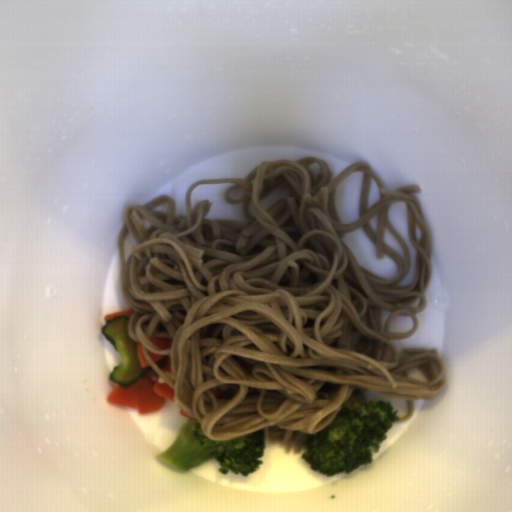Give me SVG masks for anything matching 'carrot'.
<instances>
[{"instance_id":"3","label":"carrot","mask_w":512,"mask_h":512,"mask_svg":"<svg viewBox=\"0 0 512 512\" xmlns=\"http://www.w3.org/2000/svg\"><path fill=\"white\" fill-rule=\"evenodd\" d=\"M135 310L133 309H127L120 312L110 313L104 316V321L108 322L109 320H114L116 317H132Z\"/></svg>"},{"instance_id":"6","label":"carrot","mask_w":512,"mask_h":512,"mask_svg":"<svg viewBox=\"0 0 512 512\" xmlns=\"http://www.w3.org/2000/svg\"><path fill=\"white\" fill-rule=\"evenodd\" d=\"M147 354L149 356V358L151 359L152 362H154L155 364L160 360L162 359L163 357H166L165 355H157V354H154L152 353L149 349L147 350Z\"/></svg>"},{"instance_id":"7","label":"carrot","mask_w":512,"mask_h":512,"mask_svg":"<svg viewBox=\"0 0 512 512\" xmlns=\"http://www.w3.org/2000/svg\"><path fill=\"white\" fill-rule=\"evenodd\" d=\"M212 394L215 396V397H218L219 395H221L223 392L225 391H222L220 388L217 389V390H211Z\"/></svg>"},{"instance_id":"1","label":"carrot","mask_w":512,"mask_h":512,"mask_svg":"<svg viewBox=\"0 0 512 512\" xmlns=\"http://www.w3.org/2000/svg\"><path fill=\"white\" fill-rule=\"evenodd\" d=\"M150 368L129 387L117 384L107 397V402L122 409H135L138 415H145L160 411L166 406L165 398L175 402V390L166 382H159Z\"/></svg>"},{"instance_id":"8","label":"carrot","mask_w":512,"mask_h":512,"mask_svg":"<svg viewBox=\"0 0 512 512\" xmlns=\"http://www.w3.org/2000/svg\"><path fill=\"white\" fill-rule=\"evenodd\" d=\"M179 414H181L191 420H194V421L196 420L194 417H190L189 415H187L182 409H180Z\"/></svg>"},{"instance_id":"4","label":"carrot","mask_w":512,"mask_h":512,"mask_svg":"<svg viewBox=\"0 0 512 512\" xmlns=\"http://www.w3.org/2000/svg\"><path fill=\"white\" fill-rule=\"evenodd\" d=\"M142 344H143V342H139V341L137 342L136 353H137L138 361H139L141 367L145 369V368L151 367V366L148 364V362L146 361V359L144 357Z\"/></svg>"},{"instance_id":"5","label":"carrot","mask_w":512,"mask_h":512,"mask_svg":"<svg viewBox=\"0 0 512 512\" xmlns=\"http://www.w3.org/2000/svg\"><path fill=\"white\" fill-rule=\"evenodd\" d=\"M161 372L163 373H171L172 372V356H167V362L163 365Z\"/></svg>"},{"instance_id":"2","label":"carrot","mask_w":512,"mask_h":512,"mask_svg":"<svg viewBox=\"0 0 512 512\" xmlns=\"http://www.w3.org/2000/svg\"><path fill=\"white\" fill-rule=\"evenodd\" d=\"M149 341L152 342V344L160 349V350H169V349H172V343H173V339L172 338H167V337H153L151 338Z\"/></svg>"}]
</instances>
